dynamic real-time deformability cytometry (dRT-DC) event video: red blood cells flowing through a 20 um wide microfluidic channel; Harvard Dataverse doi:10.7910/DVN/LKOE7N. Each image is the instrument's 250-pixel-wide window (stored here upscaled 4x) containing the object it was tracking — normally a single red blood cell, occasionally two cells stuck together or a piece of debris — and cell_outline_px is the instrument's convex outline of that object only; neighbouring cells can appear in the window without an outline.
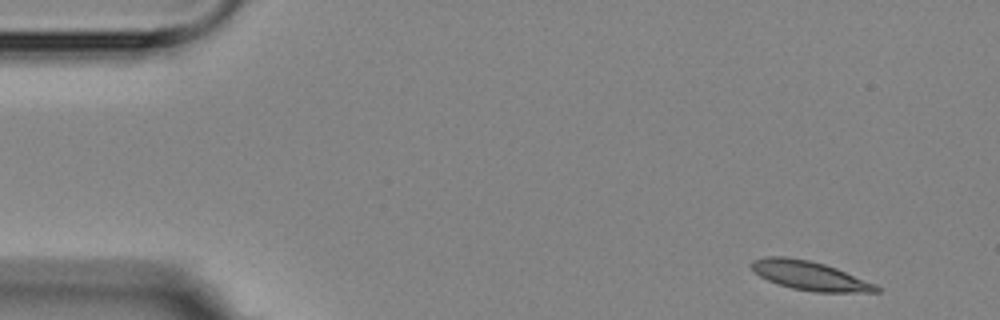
{"species": "Egyptian fruit bat (a non-hibernating species)", "species_latin": "Rousettus aegyptiacus", "temperature_condition": "room temperature", "stored_images_in_passage": 5, "camera_frame_rate_fps": 3000, "um_per_image_px": 0.085, "animal": {"sex": "female"}, "frame": {"image": 1, "passage_image": 1, "time_ms": 0.0, "image_size_px": [1000, 320], "cell_outline_px": [[880, 292], [816, 292], [792, 288], [776, 284], [760, 276], [752, 268], [752, 260], [764, 256], [784, 256], [808, 260], [824, 264], [836, 268], [876, 284], [880, 288]], "centroid_in_image_um": [68.83, 23.43], "position_along_channel_um": 16.2, "area_um2": 20.98}}
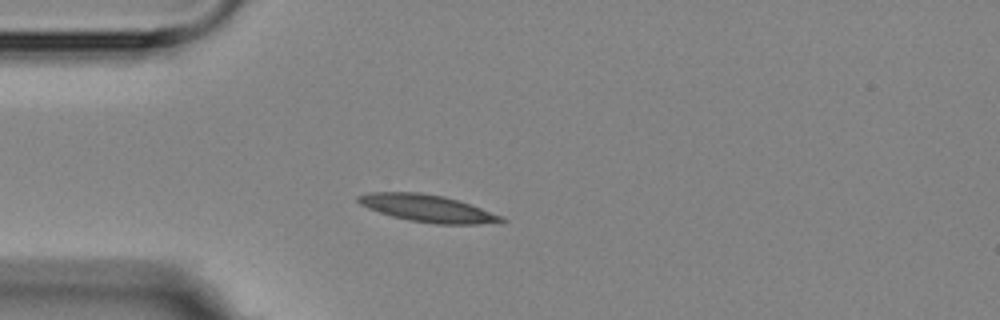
{"frame": {"image": 2, "passage_image": 4, "time_ms": 3.333, "image_size_px": [1000, 320], "cell_outline_px": [[508, 220], [480, 224], [436, 224], [408, 220], [392, 216], [368, 208], [360, 204], [356, 200], [356, 196], [368, 192], [420, 192], [444, 196], [504, 216]], "centroid_in_image_um": [36.3, 17.7], "position_along_channel_um": 48.7, "area_um2": 22.54}}